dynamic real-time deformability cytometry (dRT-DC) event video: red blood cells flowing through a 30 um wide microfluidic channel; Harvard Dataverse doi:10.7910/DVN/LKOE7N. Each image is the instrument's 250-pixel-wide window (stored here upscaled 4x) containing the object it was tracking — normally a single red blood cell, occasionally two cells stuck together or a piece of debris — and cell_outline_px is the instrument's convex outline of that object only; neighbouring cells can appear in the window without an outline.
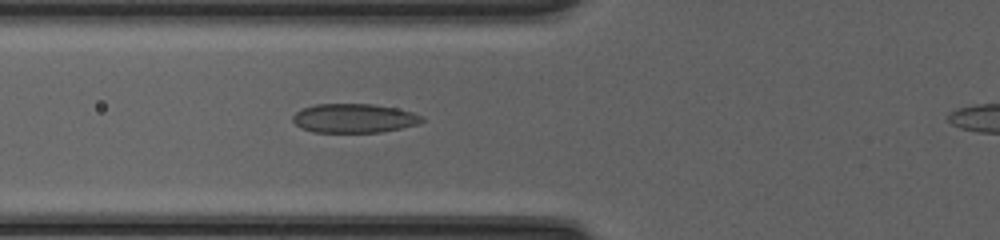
{"species": "common noctule bat (a hibernating species)", "species_latin": "Nyctalus noctula", "temperature_condition": "cold", "stored_images_in_passage": 44, "camera_frame_rate_fps": 3000, "um_per_image_px": 0.085, "animal": {"sex": "female", "body_mass_g": 20.0, "forearm_length_mm": 54.0}, "frame": {"image": 1, "passage_image": 18, "time_ms": 5.667, "image_size_px": [1000, 240], "cell_outline_px": [[424, 120], [416, 124], [400, 128], [380, 132], [312, 132], [300, 128], [292, 120], [292, 116], [300, 108], [316, 104], [372, 104], [396, 108], [412, 112], [424, 116]], "centroid_in_image_um": [30.05, 10.05], "position_along_channel_um": 95.7, "area_um2": 21.91}}
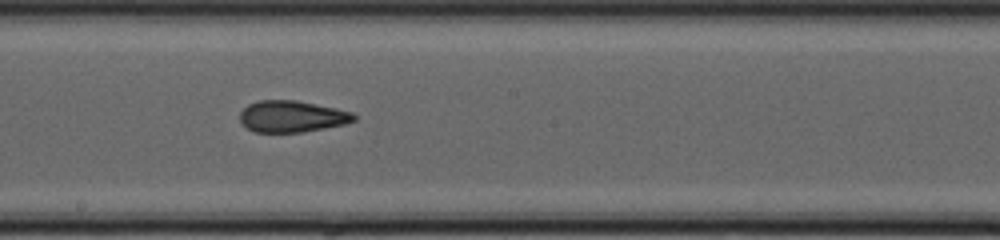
{"frame": {"image": 2, "passage_image": 27, "time_ms": 8.667, "image_size_px": [1000, 240], "cell_outline_px": [[356, 120], [344, 124], [324, 128], [300, 132], [256, 132], [248, 128], [240, 120], [240, 112], [248, 104], [260, 100], [296, 100], [336, 108], [352, 112], [356, 116]], "centroid_in_image_um": [24.82, 9.89], "position_along_channel_um": 223.4, "area_um2": 20.81}}
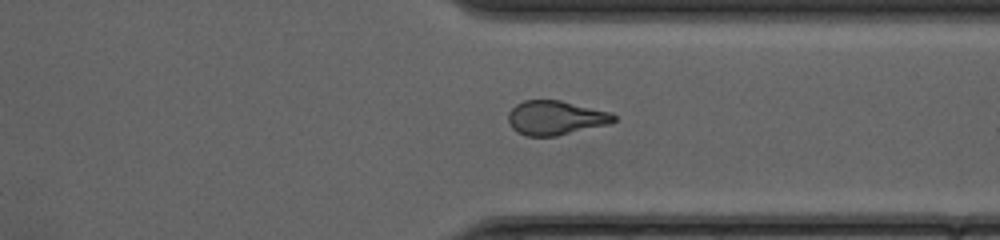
{"frame": {"image": 3, "passage_image": 37, "time_ms": 12.0, "image_size_px": [1000, 240], "cell_outline_px": [[616, 120], [608, 124], [556, 136], [528, 136], [516, 132], [512, 128], [508, 120], [508, 112], [516, 104], [524, 100], [560, 100], [612, 112], [616, 116]], "centroid_in_image_um": [47.21, 10.01], "position_along_channel_um": 364.2, "area_um2": 21.1}}